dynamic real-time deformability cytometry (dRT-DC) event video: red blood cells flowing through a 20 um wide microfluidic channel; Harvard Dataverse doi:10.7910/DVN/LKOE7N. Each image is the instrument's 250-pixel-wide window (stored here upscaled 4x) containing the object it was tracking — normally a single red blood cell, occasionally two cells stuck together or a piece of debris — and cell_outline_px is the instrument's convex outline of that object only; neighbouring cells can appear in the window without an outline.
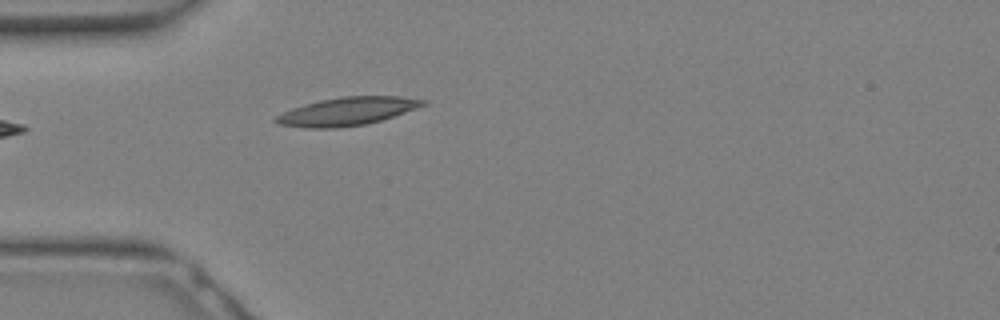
{"species": "Egyptian fruit bat (a non-hibernating species)", "species_latin": "Rousettus aegyptiacus", "temperature_condition": "warm", "stored_images_in_passage": 22, "camera_frame_rate_fps": 3000, "um_per_image_px": 0.085, "animal": {"sex": "female"}, "frame": {"image": 1, "passage_image": 1, "time_ms": 0.0, "image_size_px": [1000, 320], "cell_outline_px": [[428, 104], [380, 120], [364, 124], [336, 128], [304, 128], [280, 124], [272, 120], [276, 116], [292, 108], [304, 104], [320, 100], [340, 96], [400, 96], [428, 100]], "centroid_in_image_um": [29.5, 9.45], "position_along_channel_um": 55.5, "area_um2": 23.99}}
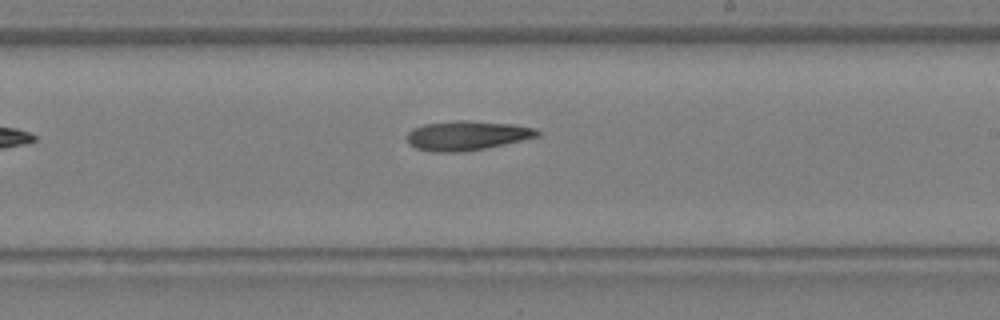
{"frame": {"image": 2, "passage_image": 10, "time_ms": 3.0, "image_size_px": [1000, 320], "cell_outline_px": [[540, 136], [484, 148], [460, 152], [432, 152], [416, 148], [408, 144], [408, 132], [412, 128], [424, 124], [456, 120], [468, 120], [512, 124], [536, 128], [540, 132]], "centroid_in_image_um": [39.67, 11.51], "position_along_channel_um": 249.3, "area_um2": 22.31}}
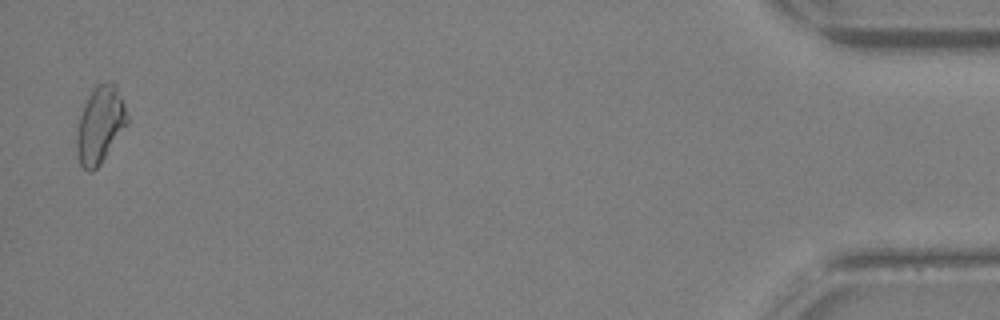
{"frame": {"image": 3, "passage_image": 22, "time_ms": 7.0, "image_size_px": [1000, 320], "cell_outline_px": [[128, 124], [100, 164], [92, 172], [88, 172], [80, 164], [76, 152], [76, 136], [80, 116], [84, 104], [92, 88], [96, 84], [104, 80], [116, 84], [124, 104], [128, 116]], "centroid_in_image_um": [8.5, 10.58], "position_along_channel_um": 426.7, "area_um2": 22.77}}